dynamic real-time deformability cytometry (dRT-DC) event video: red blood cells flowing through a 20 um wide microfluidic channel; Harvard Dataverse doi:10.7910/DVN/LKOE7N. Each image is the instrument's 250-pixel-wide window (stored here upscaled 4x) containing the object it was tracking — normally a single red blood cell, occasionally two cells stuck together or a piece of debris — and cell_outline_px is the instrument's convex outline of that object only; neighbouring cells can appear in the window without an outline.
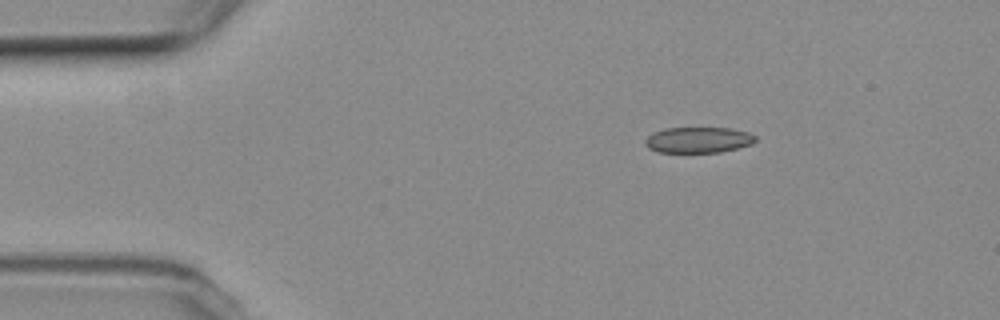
{"species": "common noctule bat (a hibernating species)", "species_latin": "Nyctalus noctula", "temperature_condition": "room temperature", "stored_images_in_passage": 3, "camera_frame_rate_fps": 3000, "um_per_image_px": 0.085, "animal": {"sex": "female", "body_mass_g": 19.3, "forearm_length_mm": 54.1}, "frame": {"image": 1, "passage_image": 1, "time_ms": 0.0, "image_size_px": [1000, 320], "cell_outline_px": [[756, 140], [752, 144], [720, 152], [656, 152], [648, 148], [644, 144], [644, 140], [648, 136], [664, 128], [732, 128], [748, 132], [756, 136]], "centroid_in_image_um": [59.35, 11.89], "position_along_channel_um": 25.7, "area_um2": 16.59}}